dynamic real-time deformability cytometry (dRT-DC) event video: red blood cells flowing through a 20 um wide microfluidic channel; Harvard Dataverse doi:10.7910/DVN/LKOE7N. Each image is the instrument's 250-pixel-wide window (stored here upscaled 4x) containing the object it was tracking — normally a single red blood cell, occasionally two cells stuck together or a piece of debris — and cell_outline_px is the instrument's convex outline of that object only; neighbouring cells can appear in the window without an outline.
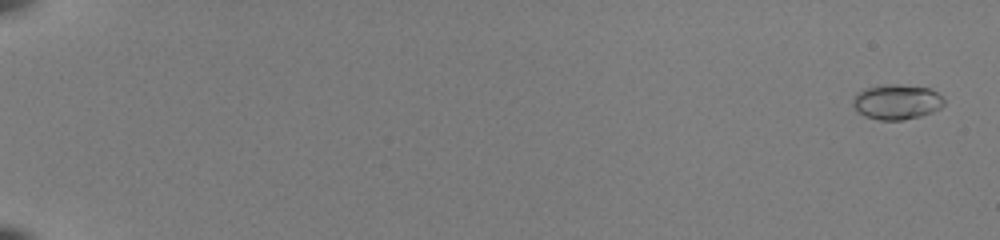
{"species": "common noctule bat (a hibernating species)", "species_latin": "Nyctalus noctula", "temperature_condition": "room temperature", "stored_images_in_passage": 54, "camera_frame_rate_fps": 3000, "um_per_image_px": 0.085, "animal": {"sex": "female", "body_mass_g": 22.0, "forearm_length_mm": 56.7}, "frame": {"image": 1, "passage_image": 2, "time_ms": 0.333, "image_size_px": [1000, 240], "cell_outline_px": [[944, 104], [940, 108], [932, 112], [920, 116], [904, 120], [880, 120], [864, 116], [852, 104], [852, 100], [856, 92], [864, 88], [884, 84], [900, 84], [928, 88], [936, 92], [944, 100]], "centroid_in_image_um": [76.2, 8.65], "position_along_channel_um": 8.8, "area_um2": 18.67}}
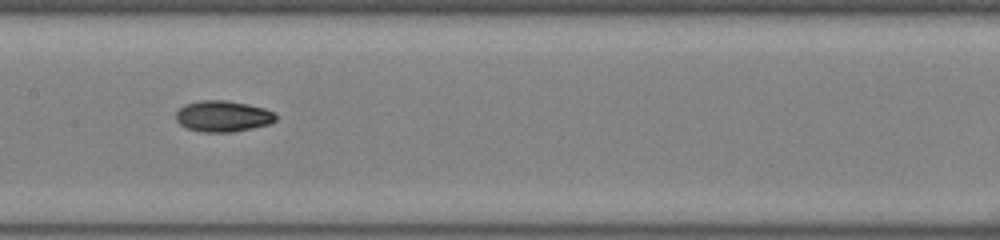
{"frame": {"image": 2, "passage_image": 31, "time_ms": 10.0, "image_size_px": [1000, 240], "cell_outline_px": [[276, 120], [268, 124], [252, 128], [232, 132], [204, 132], [188, 128], [180, 124], [176, 120], [176, 112], [184, 104], [200, 100], [228, 100], [248, 104], [264, 108], [276, 112]], "centroid_in_image_um": [18.95, 9.86], "position_along_channel_um": 188.4, "area_um2": 18.15}}
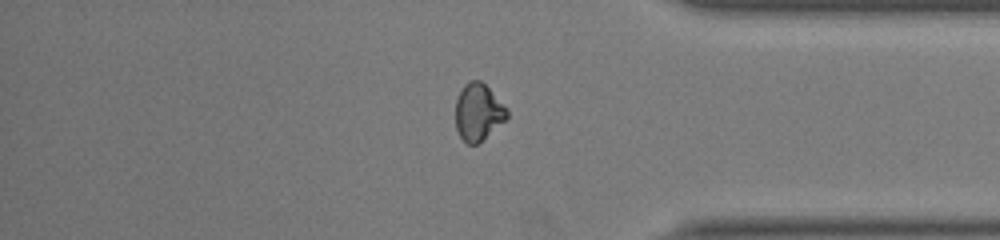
{"frame": {"image": 3, "passage_image": 47, "time_ms": 15.333, "image_size_px": [1000, 240], "cell_outline_px": [[508, 116], [504, 120], [476, 144], [468, 144], [460, 136], [456, 128], [456, 100], [464, 84], [468, 80], [480, 80], [508, 108]], "centroid_in_image_um": [40.63, 9.5], "position_along_channel_um": 394.6, "area_um2": 16.7}, "authors_computed_cell_mechanics": {"area_um2": 17.3689, "velocity_mm_per_s": 4.0233, "shape_relaxation_time_tau1_ms": 10.0981, "shape_relaxation_time_tau2_ms": 2.8188, "deformation_change_tau1": 0.2315, "deformation_change_tau2": 0.0614}}